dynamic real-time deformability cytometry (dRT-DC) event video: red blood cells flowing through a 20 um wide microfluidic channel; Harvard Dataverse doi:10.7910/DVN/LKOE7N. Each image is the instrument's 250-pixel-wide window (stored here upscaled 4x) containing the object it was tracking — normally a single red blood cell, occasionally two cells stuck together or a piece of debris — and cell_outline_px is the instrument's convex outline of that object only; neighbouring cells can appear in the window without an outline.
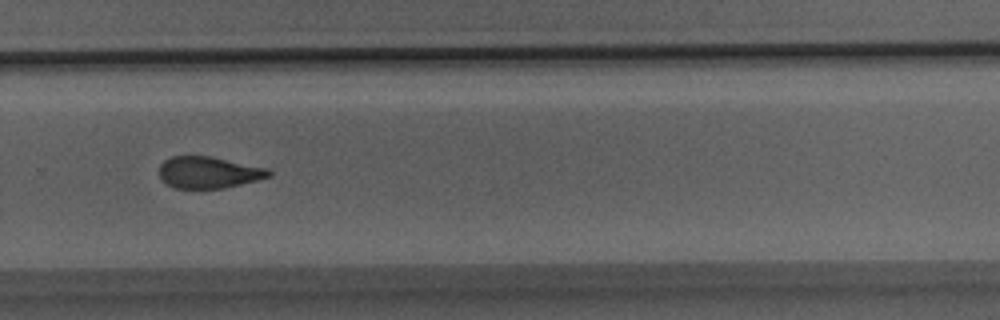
{"species": "Egyptian fruit bat (a non-hibernating species)", "species_latin": "Rousettus aegyptiacus", "temperature_condition": "room temperature", "stored_images_in_passage": 30, "camera_frame_rate_fps": 3000, "um_per_image_px": 0.085, "animal": {"sex": "male"}, "frame": {"image": 1, "passage_image": 22, "time_ms": 7.0, "image_size_px": [1000, 320], "cell_outline_px": [[272, 176], [224, 188], [176, 188], [168, 184], [160, 176], [160, 164], [164, 160], [172, 156], [208, 156], [268, 168], [272, 172]], "centroid_in_image_um": [17.75, 14.65], "position_along_channel_um": 312.1, "area_um2": 19.94}}